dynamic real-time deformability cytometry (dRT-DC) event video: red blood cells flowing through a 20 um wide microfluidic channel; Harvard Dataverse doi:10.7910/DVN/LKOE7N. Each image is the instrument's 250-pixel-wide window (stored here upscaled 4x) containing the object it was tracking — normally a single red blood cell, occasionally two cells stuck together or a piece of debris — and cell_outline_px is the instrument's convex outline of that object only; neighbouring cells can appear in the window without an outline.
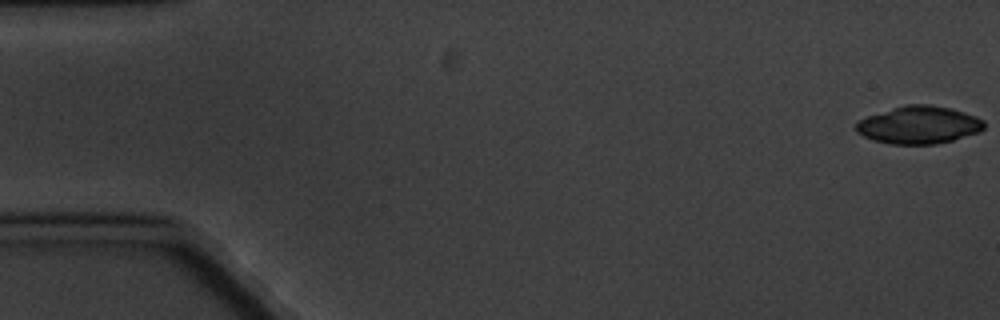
{"species": "common noctule bat (a hibernating species)", "species_latin": "Nyctalus noctula", "temperature_condition": "cold", "stored_images_in_passage": 4, "camera_frame_rate_fps": 3000, "um_per_image_px": 0.085, "animal": {"sex": "male", "body_mass_g": 20.1, "forearm_length_mm": 53.5}, "frame": {"image": 1, "passage_image": 1, "time_ms": 0.0, "image_size_px": [1000, 320], "cell_outline_px": [[984, 128], [980, 132], [952, 140], [936, 144], [892, 144], [872, 140], [856, 132], [856, 124], [860, 120], [868, 116], [904, 104], [928, 104], [948, 108], [964, 112], [976, 116], [984, 120]], "centroid_in_image_um": [78.11, 10.62], "position_along_channel_um": 6.9, "area_um2": 27.98}}